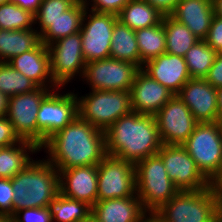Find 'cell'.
I'll list each match as a JSON object with an SVG mask.
<instances>
[{"instance_id": "obj_23", "label": "cell", "mask_w": 222, "mask_h": 222, "mask_svg": "<svg viewBox=\"0 0 222 222\" xmlns=\"http://www.w3.org/2000/svg\"><path fill=\"white\" fill-rule=\"evenodd\" d=\"M92 213L100 222H142L148 214L137 194L127 198L97 201Z\"/></svg>"}, {"instance_id": "obj_2", "label": "cell", "mask_w": 222, "mask_h": 222, "mask_svg": "<svg viewBox=\"0 0 222 222\" xmlns=\"http://www.w3.org/2000/svg\"><path fill=\"white\" fill-rule=\"evenodd\" d=\"M105 135L107 155L134 165L156 155L163 145L155 116L134 111L116 120Z\"/></svg>"}, {"instance_id": "obj_15", "label": "cell", "mask_w": 222, "mask_h": 222, "mask_svg": "<svg viewBox=\"0 0 222 222\" xmlns=\"http://www.w3.org/2000/svg\"><path fill=\"white\" fill-rule=\"evenodd\" d=\"M154 116L165 145H182L199 123L178 95H174Z\"/></svg>"}, {"instance_id": "obj_29", "label": "cell", "mask_w": 222, "mask_h": 222, "mask_svg": "<svg viewBox=\"0 0 222 222\" xmlns=\"http://www.w3.org/2000/svg\"><path fill=\"white\" fill-rule=\"evenodd\" d=\"M135 37L140 53V69L149 60L166 53L165 30L162 21L153 27L135 30Z\"/></svg>"}, {"instance_id": "obj_5", "label": "cell", "mask_w": 222, "mask_h": 222, "mask_svg": "<svg viewBox=\"0 0 222 222\" xmlns=\"http://www.w3.org/2000/svg\"><path fill=\"white\" fill-rule=\"evenodd\" d=\"M153 214L162 222H219L218 201L210 187L179 191Z\"/></svg>"}, {"instance_id": "obj_36", "label": "cell", "mask_w": 222, "mask_h": 222, "mask_svg": "<svg viewBox=\"0 0 222 222\" xmlns=\"http://www.w3.org/2000/svg\"><path fill=\"white\" fill-rule=\"evenodd\" d=\"M82 1L83 4L86 6V8L92 11L118 15V13L130 0H91V1L82 0Z\"/></svg>"}, {"instance_id": "obj_48", "label": "cell", "mask_w": 222, "mask_h": 222, "mask_svg": "<svg viewBox=\"0 0 222 222\" xmlns=\"http://www.w3.org/2000/svg\"><path fill=\"white\" fill-rule=\"evenodd\" d=\"M80 222H100L94 214L91 212L85 219Z\"/></svg>"}, {"instance_id": "obj_37", "label": "cell", "mask_w": 222, "mask_h": 222, "mask_svg": "<svg viewBox=\"0 0 222 222\" xmlns=\"http://www.w3.org/2000/svg\"><path fill=\"white\" fill-rule=\"evenodd\" d=\"M13 194L11 179L0 178V216L12 217Z\"/></svg>"}, {"instance_id": "obj_52", "label": "cell", "mask_w": 222, "mask_h": 222, "mask_svg": "<svg viewBox=\"0 0 222 222\" xmlns=\"http://www.w3.org/2000/svg\"><path fill=\"white\" fill-rule=\"evenodd\" d=\"M8 1H9V0H0V5H1V4L8 3Z\"/></svg>"}, {"instance_id": "obj_21", "label": "cell", "mask_w": 222, "mask_h": 222, "mask_svg": "<svg viewBox=\"0 0 222 222\" xmlns=\"http://www.w3.org/2000/svg\"><path fill=\"white\" fill-rule=\"evenodd\" d=\"M214 15L212 0H179L170 14L200 40L207 37Z\"/></svg>"}, {"instance_id": "obj_4", "label": "cell", "mask_w": 222, "mask_h": 222, "mask_svg": "<svg viewBox=\"0 0 222 222\" xmlns=\"http://www.w3.org/2000/svg\"><path fill=\"white\" fill-rule=\"evenodd\" d=\"M134 167L136 193L148 214L156 212L179 192L169 179L163 160L158 154L139 161Z\"/></svg>"}, {"instance_id": "obj_39", "label": "cell", "mask_w": 222, "mask_h": 222, "mask_svg": "<svg viewBox=\"0 0 222 222\" xmlns=\"http://www.w3.org/2000/svg\"><path fill=\"white\" fill-rule=\"evenodd\" d=\"M204 41L216 52L222 47V17L214 15Z\"/></svg>"}, {"instance_id": "obj_45", "label": "cell", "mask_w": 222, "mask_h": 222, "mask_svg": "<svg viewBox=\"0 0 222 222\" xmlns=\"http://www.w3.org/2000/svg\"><path fill=\"white\" fill-rule=\"evenodd\" d=\"M218 122L222 125V87L217 88Z\"/></svg>"}, {"instance_id": "obj_28", "label": "cell", "mask_w": 222, "mask_h": 222, "mask_svg": "<svg viewBox=\"0 0 222 222\" xmlns=\"http://www.w3.org/2000/svg\"><path fill=\"white\" fill-rule=\"evenodd\" d=\"M162 23L165 30L166 53L184 57L198 39L184 24L170 15H163Z\"/></svg>"}, {"instance_id": "obj_44", "label": "cell", "mask_w": 222, "mask_h": 222, "mask_svg": "<svg viewBox=\"0 0 222 222\" xmlns=\"http://www.w3.org/2000/svg\"><path fill=\"white\" fill-rule=\"evenodd\" d=\"M9 97L0 92V117H4L7 114V107H8Z\"/></svg>"}, {"instance_id": "obj_20", "label": "cell", "mask_w": 222, "mask_h": 222, "mask_svg": "<svg viewBox=\"0 0 222 222\" xmlns=\"http://www.w3.org/2000/svg\"><path fill=\"white\" fill-rule=\"evenodd\" d=\"M8 63L38 87L59 88L52 79L48 47L42 42L36 48L11 58Z\"/></svg>"}, {"instance_id": "obj_43", "label": "cell", "mask_w": 222, "mask_h": 222, "mask_svg": "<svg viewBox=\"0 0 222 222\" xmlns=\"http://www.w3.org/2000/svg\"><path fill=\"white\" fill-rule=\"evenodd\" d=\"M8 2L28 10L34 15L38 11L42 0H9Z\"/></svg>"}, {"instance_id": "obj_9", "label": "cell", "mask_w": 222, "mask_h": 222, "mask_svg": "<svg viewBox=\"0 0 222 222\" xmlns=\"http://www.w3.org/2000/svg\"><path fill=\"white\" fill-rule=\"evenodd\" d=\"M81 43L79 31L47 45L52 79L62 89L71 81H75L77 76L79 79L83 77L86 62Z\"/></svg>"}, {"instance_id": "obj_13", "label": "cell", "mask_w": 222, "mask_h": 222, "mask_svg": "<svg viewBox=\"0 0 222 222\" xmlns=\"http://www.w3.org/2000/svg\"><path fill=\"white\" fill-rule=\"evenodd\" d=\"M157 154L163 160L169 179L179 191H199L209 187V180L182 145L163 144Z\"/></svg>"}, {"instance_id": "obj_40", "label": "cell", "mask_w": 222, "mask_h": 222, "mask_svg": "<svg viewBox=\"0 0 222 222\" xmlns=\"http://www.w3.org/2000/svg\"><path fill=\"white\" fill-rule=\"evenodd\" d=\"M204 79L214 88L222 87V56L216 54L213 65Z\"/></svg>"}, {"instance_id": "obj_7", "label": "cell", "mask_w": 222, "mask_h": 222, "mask_svg": "<svg viewBox=\"0 0 222 222\" xmlns=\"http://www.w3.org/2000/svg\"><path fill=\"white\" fill-rule=\"evenodd\" d=\"M182 146L210 180L222 164V125L218 121L198 123Z\"/></svg>"}, {"instance_id": "obj_38", "label": "cell", "mask_w": 222, "mask_h": 222, "mask_svg": "<svg viewBox=\"0 0 222 222\" xmlns=\"http://www.w3.org/2000/svg\"><path fill=\"white\" fill-rule=\"evenodd\" d=\"M20 141L21 139L14 131L9 119L6 116L0 117V148L14 145Z\"/></svg>"}, {"instance_id": "obj_30", "label": "cell", "mask_w": 222, "mask_h": 222, "mask_svg": "<svg viewBox=\"0 0 222 222\" xmlns=\"http://www.w3.org/2000/svg\"><path fill=\"white\" fill-rule=\"evenodd\" d=\"M48 208L52 222H80L92 212L87 203L67 198L61 193L51 200Z\"/></svg>"}, {"instance_id": "obj_16", "label": "cell", "mask_w": 222, "mask_h": 222, "mask_svg": "<svg viewBox=\"0 0 222 222\" xmlns=\"http://www.w3.org/2000/svg\"><path fill=\"white\" fill-rule=\"evenodd\" d=\"M177 95L199 123L218 121L217 88L205 79H189Z\"/></svg>"}, {"instance_id": "obj_47", "label": "cell", "mask_w": 222, "mask_h": 222, "mask_svg": "<svg viewBox=\"0 0 222 222\" xmlns=\"http://www.w3.org/2000/svg\"><path fill=\"white\" fill-rule=\"evenodd\" d=\"M142 222H162L157 216L154 214H147Z\"/></svg>"}, {"instance_id": "obj_17", "label": "cell", "mask_w": 222, "mask_h": 222, "mask_svg": "<svg viewBox=\"0 0 222 222\" xmlns=\"http://www.w3.org/2000/svg\"><path fill=\"white\" fill-rule=\"evenodd\" d=\"M58 171L59 189L63 196L85 202L91 207L97 202V165L73 167Z\"/></svg>"}, {"instance_id": "obj_11", "label": "cell", "mask_w": 222, "mask_h": 222, "mask_svg": "<svg viewBox=\"0 0 222 222\" xmlns=\"http://www.w3.org/2000/svg\"><path fill=\"white\" fill-rule=\"evenodd\" d=\"M117 15L100 13L86 8L80 34L85 62L110 58L112 31Z\"/></svg>"}, {"instance_id": "obj_33", "label": "cell", "mask_w": 222, "mask_h": 222, "mask_svg": "<svg viewBox=\"0 0 222 222\" xmlns=\"http://www.w3.org/2000/svg\"><path fill=\"white\" fill-rule=\"evenodd\" d=\"M34 15L20 6L5 3L0 5V29L26 30L34 29Z\"/></svg>"}, {"instance_id": "obj_32", "label": "cell", "mask_w": 222, "mask_h": 222, "mask_svg": "<svg viewBox=\"0 0 222 222\" xmlns=\"http://www.w3.org/2000/svg\"><path fill=\"white\" fill-rule=\"evenodd\" d=\"M38 86L15 70L8 62H0V92L8 97L35 90Z\"/></svg>"}, {"instance_id": "obj_12", "label": "cell", "mask_w": 222, "mask_h": 222, "mask_svg": "<svg viewBox=\"0 0 222 222\" xmlns=\"http://www.w3.org/2000/svg\"><path fill=\"white\" fill-rule=\"evenodd\" d=\"M97 167V201L127 198L137 194L134 164L107 155Z\"/></svg>"}, {"instance_id": "obj_26", "label": "cell", "mask_w": 222, "mask_h": 222, "mask_svg": "<svg viewBox=\"0 0 222 222\" xmlns=\"http://www.w3.org/2000/svg\"><path fill=\"white\" fill-rule=\"evenodd\" d=\"M117 17L122 24L138 30L159 24L163 14L144 0H130Z\"/></svg>"}, {"instance_id": "obj_14", "label": "cell", "mask_w": 222, "mask_h": 222, "mask_svg": "<svg viewBox=\"0 0 222 222\" xmlns=\"http://www.w3.org/2000/svg\"><path fill=\"white\" fill-rule=\"evenodd\" d=\"M52 91L37 87L35 90L9 97L6 117L21 140L33 142L38 147L37 114L40 103Z\"/></svg>"}, {"instance_id": "obj_42", "label": "cell", "mask_w": 222, "mask_h": 222, "mask_svg": "<svg viewBox=\"0 0 222 222\" xmlns=\"http://www.w3.org/2000/svg\"><path fill=\"white\" fill-rule=\"evenodd\" d=\"M209 187L219 201L222 198V164L219 171L209 180Z\"/></svg>"}, {"instance_id": "obj_49", "label": "cell", "mask_w": 222, "mask_h": 222, "mask_svg": "<svg viewBox=\"0 0 222 222\" xmlns=\"http://www.w3.org/2000/svg\"><path fill=\"white\" fill-rule=\"evenodd\" d=\"M219 222H222V198L218 201Z\"/></svg>"}, {"instance_id": "obj_6", "label": "cell", "mask_w": 222, "mask_h": 222, "mask_svg": "<svg viewBox=\"0 0 222 222\" xmlns=\"http://www.w3.org/2000/svg\"><path fill=\"white\" fill-rule=\"evenodd\" d=\"M78 93V116L104 132L132 111L130 91L91 90L85 96Z\"/></svg>"}, {"instance_id": "obj_24", "label": "cell", "mask_w": 222, "mask_h": 222, "mask_svg": "<svg viewBox=\"0 0 222 222\" xmlns=\"http://www.w3.org/2000/svg\"><path fill=\"white\" fill-rule=\"evenodd\" d=\"M40 152L33 142L21 140L19 143L0 148V178L12 179L32 162L31 155ZM30 153V154H29Z\"/></svg>"}, {"instance_id": "obj_8", "label": "cell", "mask_w": 222, "mask_h": 222, "mask_svg": "<svg viewBox=\"0 0 222 222\" xmlns=\"http://www.w3.org/2000/svg\"><path fill=\"white\" fill-rule=\"evenodd\" d=\"M61 88L52 90L40 103L38 124V148L55 132L67 126L78 116V101L75 91L66 94Z\"/></svg>"}, {"instance_id": "obj_3", "label": "cell", "mask_w": 222, "mask_h": 222, "mask_svg": "<svg viewBox=\"0 0 222 222\" xmlns=\"http://www.w3.org/2000/svg\"><path fill=\"white\" fill-rule=\"evenodd\" d=\"M14 198L12 216L26 208L48 207L59 193V171L46 158L32 160L11 179Z\"/></svg>"}, {"instance_id": "obj_31", "label": "cell", "mask_w": 222, "mask_h": 222, "mask_svg": "<svg viewBox=\"0 0 222 222\" xmlns=\"http://www.w3.org/2000/svg\"><path fill=\"white\" fill-rule=\"evenodd\" d=\"M217 52L204 40H199L185 54L184 60L191 78L204 79L213 65Z\"/></svg>"}, {"instance_id": "obj_50", "label": "cell", "mask_w": 222, "mask_h": 222, "mask_svg": "<svg viewBox=\"0 0 222 222\" xmlns=\"http://www.w3.org/2000/svg\"><path fill=\"white\" fill-rule=\"evenodd\" d=\"M0 222H13L11 216H0Z\"/></svg>"}, {"instance_id": "obj_35", "label": "cell", "mask_w": 222, "mask_h": 222, "mask_svg": "<svg viewBox=\"0 0 222 222\" xmlns=\"http://www.w3.org/2000/svg\"><path fill=\"white\" fill-rule=\"evenodd\" d=\"M13 222H52L48 207L26 208L17 211L12 216Z\"/></svg>"}, {"instance_id": "obj_34", "label": "cell", "mask_w": 222, "mask_h": 222, "mask_svg": "<svg viewBox=\"0 0 222 222\" xmlns=\"http://www.w3.org/2000/svg\"><path fill=\"white\" fill-rule=\"evenodd\" d=\"M77 0H42L34 20H55L67 11Z\"/></svg>"}, {"instance_id": "obj_1", "label": "cell", "mask_w": 222, "mask_h": 222, "mask_svg": "<svg viewBox=\"0 0 222 222\" xmlns=\"http://www.w3.org/2000/svg\"><path fill=\"white\" fill-rule=\"evenodd\" d=\"M46 160L58 170L98 165L106 156L105 132L77 116L55 132L41 147Z\"/></svg>"}, {"instance_id": "obj_51", "label": "cell", "mask_w": 222, "mask_h": 222, "mask_svg": "<svg viewBox=\"0 0 222 222\" xmlns=\"http://www.w3.org/2000/svg\"><path fill=\"white\" fill-rule=\"evenodd\" d=\"M217 54H218L219 56H222V47L217 51Z\"/></svg>"}, {"instance_id": "obj_41", "label": "cell", "mask_w": 222, "mask_h": 222, "mask_svg": "<svg viewBox=\"0 0 222 222\" xmlns=\"http://www.w3.org/2000/svg\"><path fill=\"white\" fill-rule=\"evenodd\" d=\"M163 15H170L179 0H144Z\"/></svg>"}, {"instance_id": "obj_27", "label": "cell", "mask_w": 222, "mask_h": 222, "mask_svg": "<svg viewBox=\"0 0 222 222\" xmlns=\"http://www.w3.org/2000/svg\"><path fill=\"white\" fill-rule=\"evenodd\" d=\"M110 58L131 62L140 68V53L135 30L122 24L119 20L115 22L112 31Z\"/></svg>"}, {"instance_id": "obj_19", "label": "cell", "mask_w": 222, "mask_h": 222, "mask_svg": "<svg viewBox=\"0 0 222 222\" xmlns=\"http://www.w3.org/2000/svg\"><path fill=\"white\" fill-rule=\"evenodd\" d=\"M142 70L151 78L177 95L191 79L184 57L169 53L161 54L143 64Z\"/></svg>"}, {"instance_id": "obj_25", "label": "cell", "mask_w": 222, "mask_h": 222, "mask_svg": "<svg viewBox=\"0 0 222 222\" xmlns=\"http://www.w3.org/2000/svg\"><path fill=\"white\" fill-rule=\"evenodd\" d=\"M41 43L40 34L35 29L4 30L0 29V62L36 48Z\"/></svg>"}, {"instance_id": "obj_18", "label": "cell", "mask_w": 222, "mask_h": 222, "mask_svg": "<svg viewBox=\"0 0 222 222\" xmlns=\"http://www.w3.org/2000/svg\"><path fill=\"white\" fill-rule=\"evenodd\" d=\"M174 94L140 69L130 89L131 109L154 116Z\"/></svg>"}, {"instance_id": "obj_10", "label": "cell", "mask_w": 222, "mask_h": 222, "mask_svg": "<svg viewBox=\"0 0 222 222\" xmlns=\"http://www.w3.org/2000/svg\"><path fill=\"white\" fill-rule=\"evenodd\" d=\"M138 66L117 59H101L86 63L82 81L91 90L130 91Z\"/></svg>"}, {"instance_id": "obj_22", "label": "cell", "mask_w": 222, "mask_h": 222, "mask_svg": "<svg viewBox=\"0 0 222 222\" xmlns=\"http://www.w3.org/2000/svg\"><path fill=\"white\" fill-rule=\"evenodd\" d=\"M86 6L82 0H77L67 11L55 20H34L38 27L40 39L46 46L71 34L80 31Z\"/></svg>"}, {"instance_id": "obj_46", "label": "cell", "mask_w": 222, "mask_h": 222, "mask_svg": "<svg viewBox=\"0 0 222 222\" xmlns=\"http://www.w3.org/2000/svg\"><path fill=\"white\" fill-rule=\"evenodd\" d=\"M214 14L218 17H222V0H212Z\"/></svg>"}]
</instances>
